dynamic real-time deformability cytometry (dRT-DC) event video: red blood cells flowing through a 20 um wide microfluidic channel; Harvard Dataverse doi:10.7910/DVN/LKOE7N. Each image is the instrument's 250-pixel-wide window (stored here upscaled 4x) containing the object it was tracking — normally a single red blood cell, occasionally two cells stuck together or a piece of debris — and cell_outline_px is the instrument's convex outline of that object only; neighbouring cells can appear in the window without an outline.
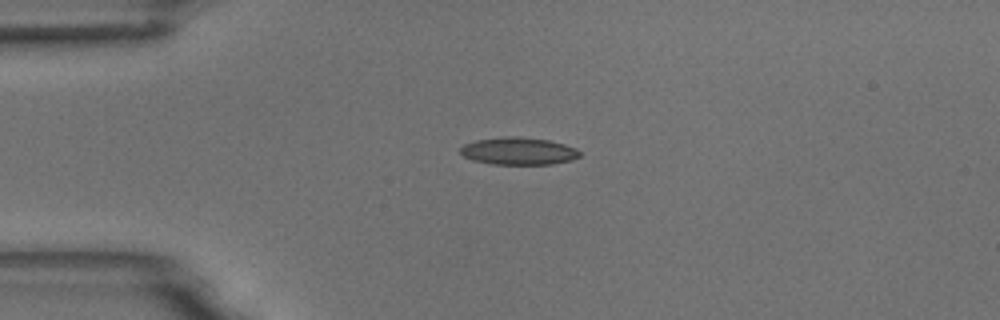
{"species": "common noctule bat (a hibernating species)", "species_latin": "Nyctalus noctula", "temperature_condition": "room temperature", "stored_images_in_passage": 6, "camera_frame_rate_fps": 3000, "um_per_image_px": 0.085, "animal": {"sex": "male", "body_mass_g": 18.8}, "frame": {"image": 1, "passage_image": 3, "time_ms": 2.333, "image_size_px": [1000, 320], "cell_outline_px": [[580, 156], [572, 160], [552, 164], [492, 164], [472, 160], [464, 156], [460, 152], [460, 148], [464, 144], [476, 140], [504, 136], [516, 136], [548, 140], [564, 144], [576, 148], [580, 152]], "centroid_in_image_um": [44.07, 12.84], "position_along_channel_um": 40.9, "area_um2": 19.07}}